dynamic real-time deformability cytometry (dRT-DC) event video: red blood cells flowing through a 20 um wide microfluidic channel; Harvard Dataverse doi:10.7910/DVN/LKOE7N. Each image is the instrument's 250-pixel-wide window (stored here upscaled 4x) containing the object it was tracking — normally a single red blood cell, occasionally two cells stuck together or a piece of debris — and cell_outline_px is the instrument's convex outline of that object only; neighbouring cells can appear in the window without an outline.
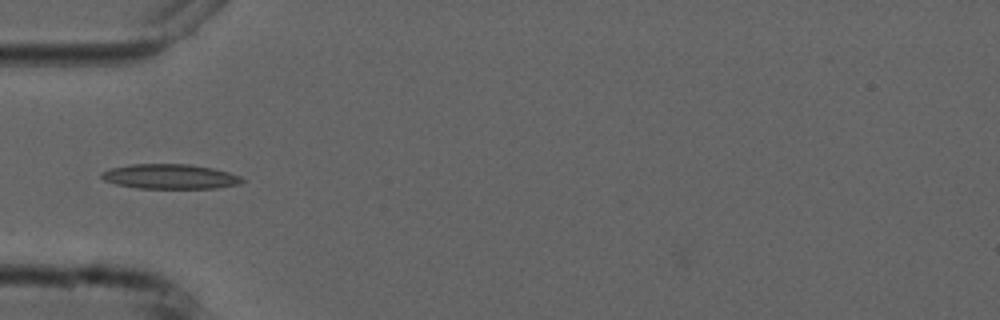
{"species": "common noctule bat (a hibernating species)", "species_latin": "Nyctalus noctula", "temperature_condition": "cold", "stored_images_in_passage": 10, "camera_frame_rate_fps": 3000, "um_per_image_px": 0.085, "animal": {"sex": "male", "forearm_length_mm": 52.5}, "frame": {"image": 1, "passage_image": 5, "time_ms": 4.667, "image_size_px": [1000, 320], "cell_outline_px": [[244, 180], [240, 184], [216, 188], [136, 188], [116, 184], [104, 180], [100, 176], [100, 172], [112, 168], [132, 164], [188, 164], [212, 168], [228, 172], [240, 176]], "centroid_in_image_um": [14.44, 15.0], "position_along_channel_um": 70.6, "area_um2": 20.23}}
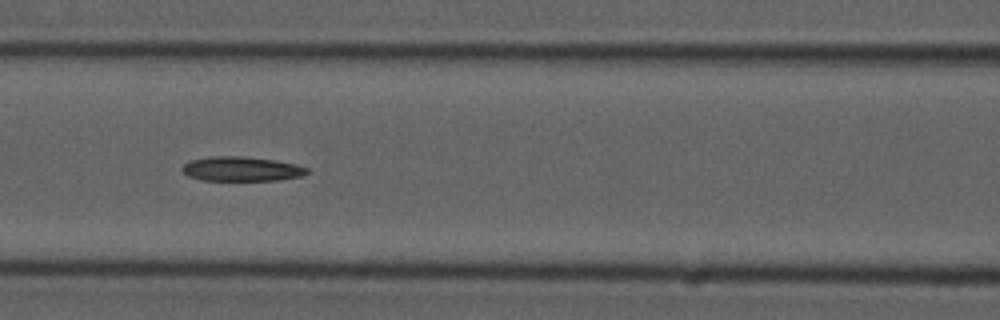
{"frame": {"image": 2, "passage_image": 7, "time_ms": 6.667, "image_size_px": [1000, 320], "cell_outline_px": [[308, 172], [300, 176], [276, 180], [200, 180], [188, 176], [180, 168], [184, 164], [192, 160], [212, 156], [244, 156], [276, 160], [296, 164], [308, 168]], "centroid_in_image_um": [20.51, 14.35], "position_along_channel_um": 146.1, "area_um2": 17.74}}
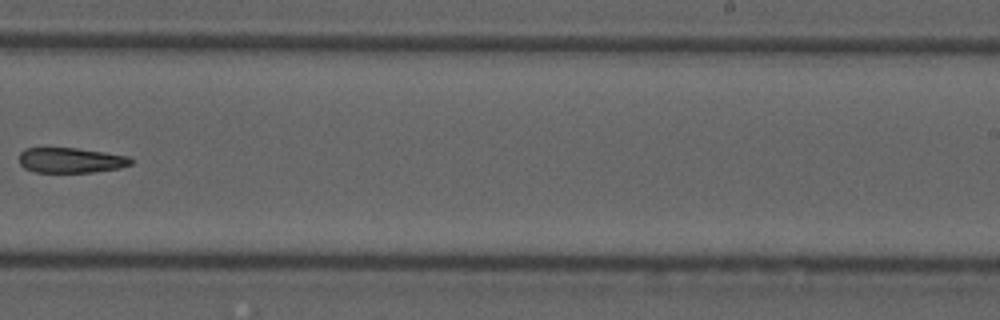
{"frame": {"image": 3, "passage_image": 10, "time_ms": 10.333, "image_size_px": [1000, 320], "cell_outline_px": [[132, 164], [120, 168], [92, 172], [32, 172], [24, 168], [20, 164], [20, 152], [24, 148], [76, 148], [104, 152], [128, 156], [132, 160]], "centroid_in_image_um": [6.0, 13.62], "position_along_channel_um": 283.0, "area_um2": 16.42}}